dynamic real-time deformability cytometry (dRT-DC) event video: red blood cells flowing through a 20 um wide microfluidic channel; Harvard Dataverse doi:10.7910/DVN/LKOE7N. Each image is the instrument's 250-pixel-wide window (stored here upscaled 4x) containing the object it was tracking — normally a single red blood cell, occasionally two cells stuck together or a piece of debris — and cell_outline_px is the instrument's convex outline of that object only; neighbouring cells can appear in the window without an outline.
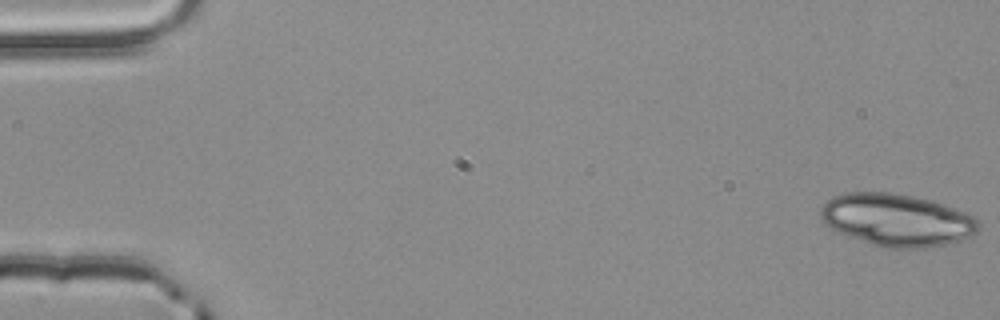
{"species": "common noctule bat (a hibernating species)", "species_latin": "Nyctalus noctula", "temperature_condition": "room temperature", "stored_images_in_passage": 52, "segment_of_instrument_passage": [1, 3], "camera_frame_rate_fps": 3000, "um_per_image_px": 0.085, "animal": {"sex": "male", "body_mass_g": 20.4}, "frame": {"image": 1, "passage_image": 1, "time_ms": 0.0, "image_size_px": [1000, 320], "cell_outline_px": [[980, 224], [976, 232], [960, 240], [944, 244], [924, 248], [880, 248], [840, 232], [824, 224], [820, 216], [820, 208], [832, 196], [844, 192], [892, 192], [932, 200], [964, 212], [980, 220]], "centroid_in_image_um": [76.2, 18.69], "position_along_channel_um": 8.8, "area_um2": 48.15}}